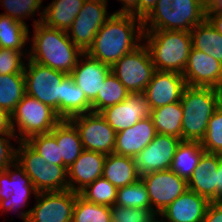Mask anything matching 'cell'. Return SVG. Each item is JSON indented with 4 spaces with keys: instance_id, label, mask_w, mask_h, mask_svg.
<instances>
[{
    "instance_id": "obj_1",
    "label": "cell",
    "mask_w": 222,
    "mask_h": 222,
    "mask_svg": "<svg viewBox=\"0 0 222 222\" xmlns=\"http://www.w3.org/2000/svg\"><path fill=\"white\" fill-rule=\"evenodd\" d=\"M143 35V20L132 14L114 12L96 33L85 53L111 67L125 54L138 48Z\"/></svg>"
},
{
    "instance_id": "obj_2",
    "label": "cell",
    "mask_w": 222,
    "mask_h": 222,
    "mask_svg": "<svg viewBox=\"0 0 222 222\" xmlns=\"http://www.w3.org/2000/svg\"><path fill=\"white\" fill-rule=\"evenodd\" d=\"M32 40L30 52L26 51L29 60L67 74L73 71L84 53L66 31L49 27L42 22L34 24Z\"/></svg>"
},
{
    "instance_id": "obj_3",
    "label": "cell",
    "mask_w": 222,
    "mask_h": 222,
    "mask_svg": "<svg viewBox=\"0 0 222 222\" xmlns=\"http://www.w3.org/2000/svg\"><path fill=\"white\" fill-rule=\"evenodd\" d=\"M143 40L156 70L183 74L192 48L190 32L144 30Z\"/></svg>"
},
{
    "instance_id": "obj_4",
    "label": "cell",
    "mask_w": 222,
    "mask_h": 222,
    "mask_svg": "<svg viewBox=\"0 0 222 222\" xmlns=\"http://www.w3.org/2000/svg\"><path fill=\"white\" fill-rule=\"evenodd\" d=\"M206 10L207 5L201 0H158L143 20V29L190 32L206 19Z\"/></svg>"
},
{
    "instance_id": "obj_5",
    "label": "cell",
    "mask_w": 222,
    "mask_h": 222,
    "mask_svg": "<svg viewBox=\"0 0 222 222\" xmlns=\"http://www.w3.org/2000/svg\"><path fill=\"white\" fill-rule=\"evenodd\" d=\"M182 141H199L204 138L209 119L217 109L216 88L186 86L181 100Z\"/></svg>"
},
{
    "instance_id": "obj_6",
    "label": "cell",
    "mask_w": 222,
    "mask_h": 222,
    "mask_svg": "<svg viewBox=\"0 0 222 222\" xmlns=\"http://www.w3.org/2000/svg\"><path fill=\"white\" fill-rule=\"evenodd\" d=\"M18 144L15 161L38 193L68 190L67 169L63 165L47 164L26 141H19Z\"/></svg>"
},
{
    "instance_id": "obj_7",
    "label": "cell",
    "mask_w": 222,
    "mask_h": 222,
    "mask_svg": "<svg viewBox=\"0 0 222 222\" xmlns=\"http://www.w3.org/2000/svg\"><path fill=\"white\" fill-rule=\"evenodd\" d=\"M61 120L54 109L28 94L24 95L11 113V126L15 134L17 124L20 136L18 141H26L36 134L49 133Z\"/></svg>"
},
{
    "instance_id": "obj_8",
    "label": "cell",
    "mask_w": 222,
    "mask_h": 222,
    "mask_svg": "<svg viewBox=\"0 0 222 222\" xmlns=\"http://www.w3.org/2000/svg\"><path fill=\"white\" fill-rule=\"evenodd\" d=\"M27 60L28 66L27 64L24 66L26 94L50 106L59 115L60 84L68 74Z\"/></svg>"
},
{
    "instance_id": "obj_9",
    "label": "cell",
    "mask_w": 222,
    "mask_h": 222,
    "mask_svg": "<svg viewBox=\"0 0 222 222\" xmlns=\"http://www.w3.org/2000/svg\"><path fill=\"white\" fill-rule=\"evenodd\" d=\"M155 71L149 50L142 43L111 66V72L130 93H143Z\"/></svg>"
},
{
    "instance_id": "obj_10",
    "label": "cell",
    "mask_w": 222,
    "mask_h": 222,
    "mask_svg": "<svg viewBox=\"0 0 222 222\" xmlns=\"http://www.w3.org/2000/svg\"><path fill=\"white\" fill-rule=\"evenodd\" d=\"M70 189L59 192H40L36 205L19 214L25 222H72L76 197Z\"/></svg>"
},
{
    "instance_id": "obj_11",
    "label": "cell",
    "mask_w": 222,
    "mask_h": 222,
    "mask_svg": "<svg viewBox=\"0 0 222 222\" xmlns=\"http://www.w3.org/2000/svg\"><path fill=\"white\" fill-rule=\"evenodd\" d=\"M69 120L78 130L84 150L105 155L113 153L116 132L100 113L88 112L74 116Z\"/></svg>"
},
{
    "instance_id": "obj_12",
    "label": "cell",
    "mask_w": 222,
    "mask_h": 222,
    "mask_svg": "<svg viewBox=\"0 0 222 222\" xmlns=\"http://www.w3.org/2000/svg\"><path fill=\"white\" fill-rule=\"evenodd\" d=\"M140 179L147 189L152 214H161L177 197L188 190L187 181L170 169L145 174Z\"/></svg>"
},
{
    "instance_id": "obj_13",
    "label": "cell",
    "mask_w": 222,
    "mask_h": 222,
    "mask_svg": "<svg viewBox=\"0 0 222 222\" xmlns=\"http://www.w3.org/2000/svg\"><path fill=\"white\" fill-rule=\"evenodd\" d=\"M107 0H86L67 30V35L84 53L92 45L94 37L107 21ZM71 31V33H69Z\"/></svg>"
},
{
    "instance_id": "obj_14",
    "label": "cell",
    "mask_w": 222,
    "mask_h": 222,
    "mask_svg": "<svg viewBox=\"0 0 222 222\" xmlns=\"http://www.w3.org/2000/svg\"><path fill=\"white\" fill-rule=\"evenodd\" d=\"M32 193L36 196L38 191L16 161L0 171V210L7 212L22 209L27 205Z\"/></svg>"
},
{
    "instance_id": "obj_15",
    "label": "cell",
    "mask_w": 222,
    "mask_h": 222,
    "mask_svg": "<svg viewBox=\"0 0 222 222\" xmlns=\"http://www.w3.org/2000/svg\"><path fill=\"white\" fill-rule=\"evenodd\" d=\"M181 139L157 133L154 139L136 157V171L140 177L155 171L169 170Z\"/></svg>"
},
{
    "instance_id": "obj_16",
    "label": "cell",
    "mask_w": 222,
    "mask_h": 222,
    "mask_svg": "<svg viewBox=\"0 0 222 222\" xmlns=\"http://www.w3.org/2000/svg\"><path fill=\"white\" fill-rule=\"evenodd\" d=\"M182 75L187 86L218 88L222 85V63L192 47Z\"/></svg>"
},
{
    "instance_id": "obj_17",
    "label": "cell",
    "mask_w": 222,
    "mask_h": 222,
    "mask_svg": "<svg viewBox=\"0 0 222 222\" xmlns=\"http://www.w3.org/2000/svg\"><path fill=\"white\" fill-rule=\"evenodd\" d=\"M186 86L182 74L156 70L143 93L151 110L179 102Z\"/></svg>"
},
{
    "instance_id": "obj_18",
    "label": "cell",
    "mask_w": 222,
    "mask_h": 222,
    "mask_svg": "<svg viewBox=\"0 0 222 222\" xmlns=\"http://www.w3.org/2000/svg\"><path fill=\"white\" fill-rule=\"evenodd\" d=\"M100 114L117 133L149 117L150 109L144 93H130L123 102L105 108Z\"/></svg>"
},
{
    "instance_id": "obj_19",
    "label": "cell",
    "mask_w": 222,
    "mask_h": 222,
    "mask_svg": "<svg viewBox=\"0 0 222 222\" xmlns=\"http://www.w3.org/2000/svg\"><path fill=\"white\" fill-rule=\"evenodd\" d=\"M110 72L111 67L109 65L83 53L69 75L73 78L75 84L85 93L86 98L92 103L96 99L103 82H105Z\"/></svg>"
},
{
    "instance_id": "obj_20",
    "label": "cell",
    "mask_w": 222,
    "mask_h": 222,
    "mask_svg": "<svg viewBox=\"0 0 222 222\" xmlns=\"http://www.w3.org/2000/svg\"><path fill=\"white\" fill-rule=\"evenodd\" d=\"M106 156L103 153L83 150L67 169L68 189L79 193L97 178L102 177Z\"/></svg>"
},
{
    "instance_id": "obj_21",
    "label": "cell",
    "mask_w": 222,
    "mask_h": 222,
    "mask_svg": "<svg viewBox=\"0 0 222 222\" xmlns=\"http://www.w3.org/2000/svg\"><path fill=\"white\" fill-rule=\"evenodd\" d=\"M221 161V154L204 152L187 181L188 189L217 202V170Z\"/></svg>"
},
{
    "instance_id": "obj_22",
    "label": "cell",
    "mask_w": 222,
    "mask_h": 222,
    "mask_svg": "<svg viewBox=\"0 0 222 222\" xmlns=\"http://www.w3.org/2000/svg\"><path fill=\"white\" fill-rule=\"evenodd\" d=\"M157 135L152 118L139 120L135 125L116 133L113 153L136 157Z\"/></svg>"
},
{
    "instance_id": "obj_23",
    "label": "cell",
    "mask_w": 222,
    "mask_h": 222,
    "mask_svg": "<svg viewBox=\"0 0 222 222\" xmlns=\"http://www.w3.org/2000/svg\"><path fill=\"white\" fill-rule=\"evenodd\" d=\"M210 201L194 191L187 190L177 197L159 216L164 222H204Z\"/></svg>"
},
{
    "instance_id": "obj_24",
    "label": "cell",
    "mask_w": 222,
    "mask_h": 222,
    "mask_svg": "<svg viewBox=\"0 0 222 222\" xmlns=\"http://www.w3.org/2000/svg\"><path fill=\"white\" fill-rule=\"evenodd\" d=\"M86 0H53V2L43 8L40 20H34V24L39 22L45 25L66 31L70 28L76 16L83 7Z\"/></svg>"
},
{
    "instance_id": "obj_25",
    "label": "cell",
    "mask_w": 222,
    "mask_h": 222,
    "mask_svg": "<svg viewBox=\"0 0 222 222\" xmlns=\"http://www.w3.org/2000/svg\"><path fill=\"white\" fill-rule=\"evenodd\" d=\"M51 133L56 137L62 165L68 169L84 150L78 130L69 119H62Z\"/></svg>"
},
{
    "instance_id": "obj_26",
    "label": "cell",
    "mask_w": 222,
    "mask_h": 222,
    "mask_svg": "<svg viewBox=\"0 0 222 222\" xmlns=\"http://www.w3.org/2000/svg\"><path fill=\"white\" fill-rule=\"evenodd\" d=\"M102 177L107 179L116 188L125 187L140 179L136 171L134 158L116 153L106 156Z\"/></svg>"
},
{
    "instance_id": "obj_27",
    "label": "cell",
    "mask_w": 222,
    "mask_h": 222,
    "mask_svg": "<svg viewBox=\"0 0 222 222\" xmlns=\"http://www.w3.org/2000/svg\"><path fill=\"white\" fill-rule=\"evenodd\" d=\"M60 87L59 117L61 119H70L77 115L92 112L91 102L69 74L63 79Z\"/></svg>"
},
{
    "instance_id": "obj_28",
    "label": "cell",
    "mask_w": 222,
    "mask_h": 222,
    "mask_svg": "<svg viewBox=\"0 0 222 222\" xmlns=\"http://www.w3.org/2000/svg\"><path fill=\"white\" fill-rule=\"evenodd\" d=\"M204 152L205 149L199 141L181 140L176 148L170 170L188 181Z\"/></svg>"
},
{
    "instance_id": "obj_29",
    "label": "cell",
    "mask_w": 222,
    "mask_h": 222,
    "mask_svg": "<svg viewBox=\"0 0 222 222\" xmlns=\"http://www.w3.org/2000/svg\"><path fill=\"white\" fill-rule=\"evenodd\" d=\"M150 117L157 133L175 136L182 140L183 111L180 101L151 109Z\"/></svg>"
},
{
    "instance_id": "obj_30",
    "label": "cell",
    "mask_w": 222,
    "mask_h": 222,
    "mask_svg": "<svg viewBox=\"0 0 222 222\" xmlns=\"http://www.w3.org/2000/svg\"><path fill=\"white\" fill-rule=\"evenodd\" d=\"M192 47L222 63V35L205 19L191 31Z\"/></svg>"
},
{
    "instance_id": "obj_31",
    "label": "cell",
    "mask_w": 222,
    "mask_h": 222,
    "mask_svg": "<svg viewBox=\"0 0 222 222\" xmlns=\"http://www.w3.org/2000/svg\"><path fill=\"white\" fill-rule=\"evenodd\" d=\"M26 23L0 14V48L22 52L23 46L29 40V30Z\"/></svg>"
},
{
    "instance_id": "obj_32",
    "label": "cell",
    "mask_w": 222,
    "mask_h": 222,
    "mask_svg": "<svg viewBox=\"0 0 222 222\" xmlns=\"http://www.w3.org/2000/svg\"><path fill=\"white\" fill-rule=\"evenodd\" d=\"M26 94L24 74H0V107L11 114Z\"/></svg>"
},
{
    "instance_id": "obj_33",
    "label": "cell",
    "mask_w": 222,
    "mask_h": 222,
    "mask_svg": "<svg viewBox=\"0 0 222 222\" xmlns=\"http://www.w3.org/2000/svg\"><path fill=\"white\" fill-rule=\"evenodd\" d=\"M130 92L118 80V78L110 72L103 82L96 99L91 103L92 112L100 113L107 107L123 102Z\"/></svg>"
},
{
    "instance_id": "obj_34",
    "label": "cell",
    "mask_w": 222,
    "mask_h": 222,
    "mask_svg": "<svg viewBox=\"0 0 222 222\" xmlns=\"http://www.w3.org/2000/svg\"><path fill=\"white\" fill-rule=\"evenodd\" d=\"M86 201L111 207L117 200V188L104 177L97 178L79 192Z\"/></svg>"
},
{
    "instance_id": "obj_35",
    "label": "cell",
    "mask_w": 222,
    "mask_h": 222,
    "mask_svg": "<svg viewBox=\"0 0 222 222\" xmlns=\"http://www.w3.org/2000/svg\"><path fill=\"white\" fill-rule=\"evenodd\" d=\"M115 205L129 208H146L152 213L151 203L144 182H137L117 188Z\"/></svg>"
},
{
    "instance_id": "obj_36",
    "label": "cell",
    "mask_w": 222,
    "mask_h": 222,
    "mask_svg": "<svg viewBox=\"0 0 222 222\" xmlns=\"http://www.w3.org/2000/svg\"><path fill=\"white\" fill-rule=\"evenodd\" d=\"M72 222H112L110 207L88 202L78 195L73 209Z\"/></svg>"
},
{
    "instance_id": "obj_37",
    "label": "cell",
    "mask_w": 222,
    "mask_h": 222,
    "mask_svg": "<svg viewBox=\"0 0 222 222\" xmlns=\"http://www.w3.org/2000/svg\"><path fill=\"white\" fill-rule=\"evenodd\" d=\"M26 142L47 161V164L62 165L56 137L51 132L33 135Z\"/></svg>"
},
{
    "instance_id": "obj_38",
    "label": "cell",
    "mask_w": 222,
    "mask_h": 222,
    "mask_svg": "<svg viewBox=\"0 0 222 222\" xmlns=\"http://www.w3.org/2000/svg\"><path fill=\"white\" fill-rule=\"evenodd\" d=\"M201 145L205 152L222 155V112L216 109L209 119Z\"/></svg>"
},
{
    "instance_id": "obj_39",
    "label": "cell",
    "mask_w": 222,
    "mask_h": 222,
    "mask_svg": "<svg viewBox=\"0 0 222 222\" xmlns=\"http://www.w3.org/2000/svg\"><path fill=\"white\" fill-rule=\"evenodd\" d=\"M42 2V0H2V6L6 10L2 14L25 23L23 19L35 15V11L40 10Z\"/></svg>"
},
{
    "instance_id": "obj_40",
    "label": "cell",
    "mask_w": 222,
    "mask_h": 222,
    "mask_svg": "<svg viewBox=\"0 0 222 222\" xmlns=\"http://www.w3.org/2000/svg\"><path fill=\"white\" fill-rule=\"evenodd\" d=\"M24 52L0 48V74H24ZM22 56V57H21Z\"/></svg>"
},
{
    "instance_id": "obj_41",
    "label": "cell",
    "mask_w": 222,
    "mask_h": 222,
    "mask_svg": "<svg viewBox=\"0 0 222 222\" xmlns=\"http://www.w3.org/2000/svg\"><path fill=\"white\" fill-rule=\"evenodd\" d=\"M152 215L146 208H129L117 205L110 207L112 222H145Z\"/></svg>"
},
{
    "instance_id": "obj_42",
    "label": "cell",
    "mask_w": 222,
    "mask_h": 222,
    "mask_svg": "<svg viewBox=\"0 0 222 222\" xmlns=\"http://www.w3.org/2000/svg\"><path fill=\"white\" fill-rule=\"evenodd\" d=\"M17 134H0V171L7 166L14 164L16 149L11 144V138L17 139Z\"/></svg>"
},
{
    "instance_id": "obj_43",
    "label": "cell",
    "mask_w": 222,
    "mask_h": 222,
    "mask_svg": "<svg viewBox=\"0 0 222 222\" xmlns=\"http://www.w3.org/2000/svg\"><path fill=\"white\" fill-rule=\"evenodd\" d=\"M204 222H222V202H210L204 217Z\"/></svg>"
},
{
    "instance_id": "obj_44",
    "label": "cell",
    "mask_w": 222,
    "mask_h": 222,
    "mask_svg": "<svg viewBox=\"0 0 222 222\" xmlns=\"http://www.w3.org/2000/svg\"><path fill=\"white\" fill-rule=\"evenodd\" d=\"M122 2L123 7L115 13L132 14L139 18V0H118Z\"/></svg>"
},
{
    "instance_id": "obj_45",
    "label": "cell",
    "mask_w": 222,
    "mask_h": 222,
    "mask_svg": "<svg viewBox=\"0 0 222 222\" xmlns=\"http://www.w3.org/2000/svg\"><path fill=\"white\" fill-rule=\"evenodd\" d=\"M0 134H14L11 126V114L0 107Z\"/></svg>"
},
{
    "instance_id": "obj_46",
    "label": "cell",
    "mask_w": 222,
    "mask_h": 222,
    "mask_svg": "<svg viewBox=\"0 0 222 222\" xmlns=\"http://www.w3.org/2000/svg\"><path fill=\"white\" fill-rule=\"evenodd\" d=\"M206 19L222 35V13H217L212 8H207Z\"/></svg>"
},
{
    "instance_id": "obj_47",
    "label": "cell",
    "mask_w": 222,
    "mask_h": 222,
    "mask_svg": "<svg viewBox=\"0 0 222 222\" xmlns=\"http://www.w3.org/2000/svg\"><path fill=\"white\" fill-rule=\"evenodd\" d=\"M158 0H139V18L144 20L155 8Z\"/></svg>"
},
{
    "instance_id": "obj_48",
    "label": "cell",
    "mask_w": 222,
    "mask_h": 222,
    "mask_svg": "<svg viewBox=\"0 0 222 222\" xmlns=\"http://www.w3.org/2000/svg\"><path fill=\"white\" fill-rule=\"evenodd\" d=\"M217 202H222V161L217 170Z\"/></svg>"
},
{
    "instance_id": "obj_49",
    "label": "cell",
    "mask_w": 222,
    "mask_h": 222,
    "mask_svg": "<svg viewBox=\"0 0 222 222\" xmlns=\"http://www.w3.org/2000/svg\"><path fill=\"white\" fill-rule=\"evenodd\" d=\"M207 8H212L217 13H222V0H211Z\"/></svg>"
},
{
    "instance_id": "obj_50",
    "label": "cell",
    "mask_w": 222,
    "mask_h": 222,
    "mask_svg": "<svg viewBox=\"0 0 222 222\" xmlns=\"http://www.w3.org/2000/svg\"><path fill=\"white\" fill-rule=\"evenodd\" d=\"M217 93V109L222 112V85L216 88Z\"/></svg>"
},
{
    "instance_id": "obj_51",
    "label": "cell",
    "mask_w": 222,
    "mask_h": 222,
    "mask_svg": "<svg viewBox=\"0 0 222 222\" xmlns=\"http://www.w3.org/2000/svg\"><path fill=\"white\" fill-rule=\"evenodd\" d=\"M160 214H153L148 220H146L145 222H164L162 219L158 220L155 217L158 216Z\"/></svg>"
},
{
    "instance_id": "obj_52",
    "label": "cell",
    "mask_w": 222,
    "mask_h": 222,
    "mask_svg": "<svg viewBox=\"0 0 222 222\" xmlns=\"http://www.w3.org/2000/svg\"><path fill=\"white\" fill-rule=\"evenodd\" d=\"M202 2H204L207 6H209V4L211 3V0H201Z\"/></svg>"
}]
</instances>
